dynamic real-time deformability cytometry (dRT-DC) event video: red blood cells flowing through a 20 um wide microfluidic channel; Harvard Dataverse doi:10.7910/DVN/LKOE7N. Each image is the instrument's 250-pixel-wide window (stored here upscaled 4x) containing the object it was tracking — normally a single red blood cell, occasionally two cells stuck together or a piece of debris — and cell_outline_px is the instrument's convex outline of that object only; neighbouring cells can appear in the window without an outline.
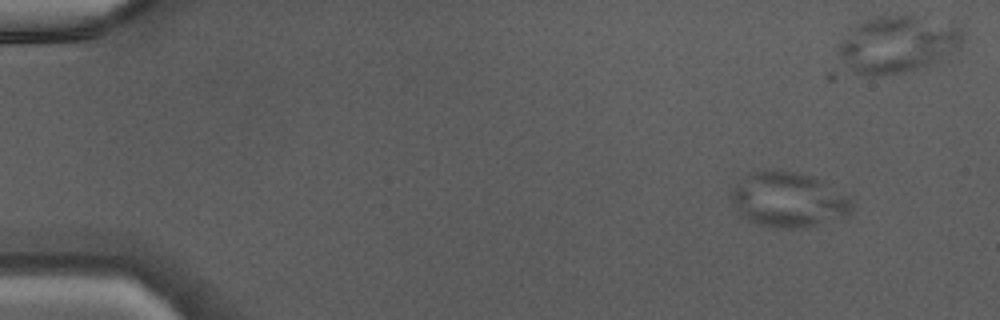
{"species": "Egyptian fruit bat (a non-hibernating species)", "species_latin": "Rousettus aegyptiacus", "temperature_condition": "warm", "stored_images_in_passage": 43, "camera_frame_rate_fps": 3000, "um_per_image_px": 0.085, "animal": {"sex": "male"}, "frame": {"image": 1, "passage_image": 1, "time_ms": 0.0, "image_size_px": [1000, 320], "cell_outline_px": [[852, 212], [848, 216], [840, 220], [800, 228], [780, 228], [764, 224], [752, 220], [740, 212], [728, 196], [728, 192], [732, 188], [752, 172], [792, 172], [812, 176], [824, 180], [848, 196], [852, 200]], "centroid_in_image_um": [67.11, 16.99], "position_along_channel_um": 17.9, "area_um2": 38.15}}
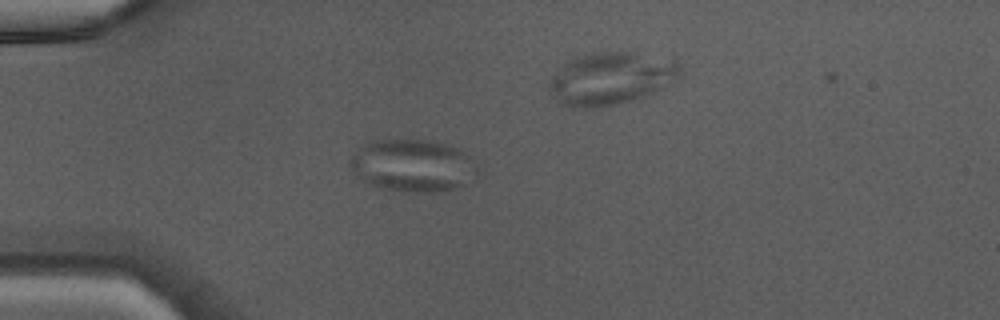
{"frame": {"image": 2, "passage_image": 10, "time_ms": 3.0, "image_size_px": [1000, 320], "cell_outline_px": [[476, 172], [464, 184], [456, 188], [440, 192], [404, 192], [380, 188], [360, 180], [356, 176], [348, 164], [348, 160], [364, 144], [372, 140], [432, 140], [456, 148], [476, 160]], "centroid_in_image_um": [35.04, 14.08], "position_along_channel_um": 50.0, "area_um2": 38.9}}
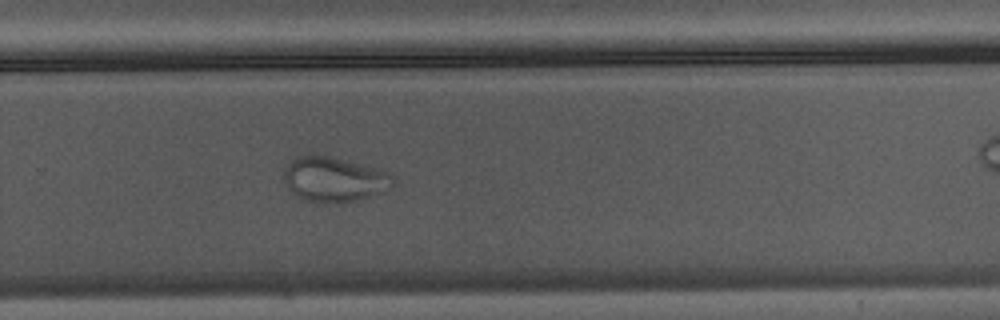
{"frame": {"image": 3, "passage_image": 28, "time_ms": 9.0, "image_size_px": [1000, 320], "cell_outline_px": [[396, 180], [392, 188], [348, 204], [332, 204], [304, 200], [288, 188], [284, 180], [284, 172], [288, 164], [292, 160], [300, 156], [328, 156], [388, 172], [396, 176]], "centroid_in_image_um": [28.45, 15.3], "position_along_channel_um": 301.3, "area_um2": 28.44}}